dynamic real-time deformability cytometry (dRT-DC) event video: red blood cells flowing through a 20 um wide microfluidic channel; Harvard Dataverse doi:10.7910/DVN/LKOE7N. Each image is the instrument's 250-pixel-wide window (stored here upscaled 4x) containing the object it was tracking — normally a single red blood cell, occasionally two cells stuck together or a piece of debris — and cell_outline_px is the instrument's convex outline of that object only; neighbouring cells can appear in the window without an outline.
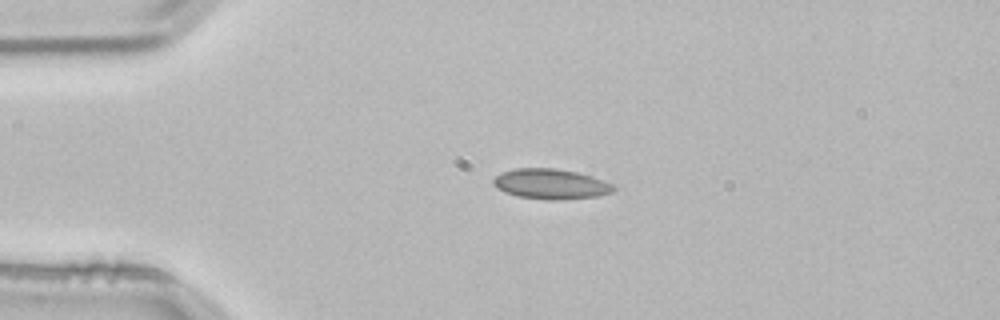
{"species": "common noctule bat (a hibernating species)", "species_latin": "Nyctalus noctula", "temperature_condition": "room temperature", "stored_images_in_passage": 2, "camera_frame_rate_fps": 3000, "um_per_image_px": 0.085, "animal": {"sex": "male", "body_mass_g": 21.5, "forearm_length_mm": 52.0}, "frame": {"image": 1, "passage_image": 1, "time_ms": 0.0, "image_size_px": [1000, 320], "cell_outline_px": [[616, 188], [612, 192], [600, 196], [556, 200], [548, 200], [516, 196], [504, 192], [496, 188], [492, 184], [492, 180], [500, 172], [516, 168], [556, 168], [576, 172], [592, 176], [604, 180], [612, 184]], "centroid_in_image_um": [46.8, 15.64], "position_along_channel_um": 38.2, "area_um2": 21.39}}
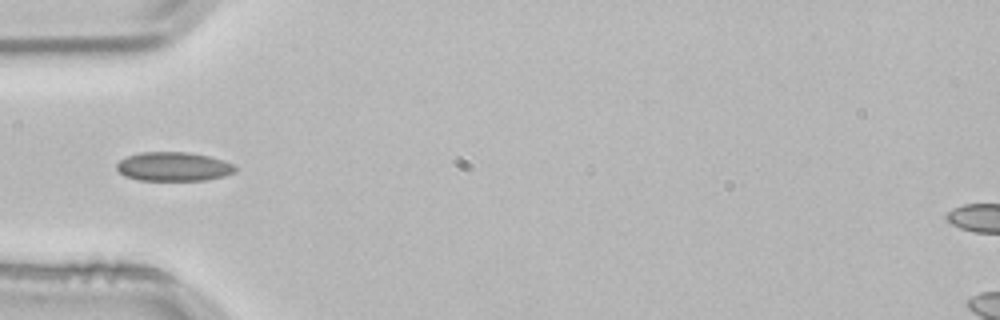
{"frame": {"image": 2, "passage_image": 2, "time_ms": 0.333, "image_size_px": [1000, 320], "cell_outline_px": [[236, 172], [224, 176], [208, 180], [136, 180], [124, 176], [116, 168], [116, 164], [120, 160], [128, 156], [140, 152], [188, 152], [208, 156], [224, 160], [232, 164], [236, 168]], "centroid_in_image_um": [14.75, 14.16], "position_along_channel_um": 70.3, "area_um2": 20.11}}